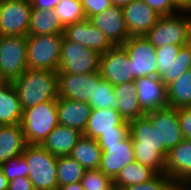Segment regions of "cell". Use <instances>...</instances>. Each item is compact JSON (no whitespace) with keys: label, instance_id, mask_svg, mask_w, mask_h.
<instances>
[{"label":"cell","instance_id":"9","mask_svg":"<svg viewBox=\"0 0 191 190\" xmlns=\"http://www.w3.org/2000/svg\"><path fill=\"white\" fill-rule=\"evenodd\" d=\"M26 37L0 36V71L8 82L28 69Z\"/></svg>","mask_w":191,"mask_h":190},{"label":"cell","instance_id":"18","mask_svg":"<svg viewBox=\"0 0 191 190\" xmlns=\"http://www.w3.org/2000/svg\"><path fill=\"white\" fill-rule=\"evenodd\" d=\"M109 132H128V122L115 109L93 108L83 135L97 140Z\"/></svg>","mask_w":191,"mask_h":190},{"label":"cell","instance_id":"25","mask_svg":"<svg viewBox=\"0 0 191 190\" xmlns=\"http://www.w3.org/2000/svg\"><path fill=\"white\" fill-rule=\"evenodd\" d=\"M65 26L54 10L32 9L28 36L64 34Z\"/></svg>","mask_w":191,"mask_h":190},{"label":"cell","instance_id":"38","mask_svg":"<svg viewBox=\"0 0 191 190\" xmlns=\"http://www.w3.org/2000/svg\"><path fill=\"white\" fill-rule=\"evenodd\" d=\"M160 16L181 13L174 5L173 0H142Z\"/></svg>","mask_w":191,"mask_h":190},{"label":"cell","instance_id":"22","mask_svg":"<svg viewBox=\"0 0 191 190\" xmlns=\"http://www.w3.org/2000/svg\"><path fill=\"white\" fill-rule=\"evenodd\" d=\"M82 136L80 131L58 124L40 146L52 155L67 156Z\"/></svg>","mask_w":191,"mask_h":190},{"label":"cell","instance_id":"29","mask_svg":"<svg viewBox=\"0 0 191 190\" xmlns=\"http://www.w3.org/2000/svg\"><path fill=\"white\" fill-rule=\"evenodd\" d=\"M157 173L137 161L125 166L114 179V185L118 188L138 185L154 178Z\"/></svg>","mask_w":191,"mask_h":190},{"label":"cell","instance_id":"44","mask_svg":"<svg viewBox=\"0 0 191 190\" xmlns=\"http://www.w3.org/2000/svg\"><path fill=\"white\" fill-rule=\"evenodd\" d=\"M173 3L181 12H191V0H173Z\"/></svg>","mask_w":191,"mask_h":190},{"label":"cell","instance_id":"40","mask_svg":"<svg viewBox=\"0 0 191 190\" xmlns=\"http://www.w3.org/2000/svg\"><path fill=\"white\" fill-rule=\"evenodd\" d=\"M178 118L184 139L191 140V107L178 108Z\"/></svg>","mask_w":191,"mask_h":190},{"label":"cell","instance_id":"24","mask_svg":"<svg viewBox=\"0 0 191 190\" xmlns=\"http://www.w3.org/2000/svg\"><path fill=\"white\" fill-rule=\"evenodd\" d=\"M114 93L117 97L118 112L127 122L145 115L139 105L134 82L114 86Z\"/></svg>","mask_w":191,"mask_h":190},{"label":"cell","instance_id":"31","mask_svg":"<svg viewBox=\"0 0 191 190\" xmlns=\"http://www.w3.org/2000/svg\"><path fill=\"white\" fill-rule=\"evenodd\" d=\"M117 97L114 93V86L105 79H101L96 87H94L93 94L87 102L89 106L98 109H115L118 111Z\"/></svg>","mask_w":191,"mask_h":190},{"label":"cell","instance_id":"37","mask_svg":"<svg viewBox=\"0 0 191 190\" xmlns=\"http://www.w3.org/2000/svg\"><path fill=\"white\" fill-rule=\"evenodd\" d=\"M0 166L8 182L13 181L18 177H28L29 167L22 155L11 158Z\"/></svg>","mask_w":191,"mask_h":190},{"label":"cell","instance_id":"12","mask_svg":"<svg viewBox=\"0 0 191 190\" xmlns=\"http://www.w3.org/2000/svg\"><path fill=\"white\" fill-rule=\"evenodd\" d=\"M122 46L125 48L134 78L157 76L156 48L144 37H129Z\"/></svg>","mask_w":191,"mask_h":190},{"label":"cell","instance_id":"5","mask_svg":"<svg viewBox=\"0 0 191 190\" xmlns=\"http://www.w3.org/2000/svg\"><path fill=\"white\" fill-rule=\"evenodd\" d=\"M34 190H57V156L40 145H27L22 153Z\"/></svg>","mask_w":191,"mask_h":190},{"label":"cell","instance_id":"26","mask_svg":"<svg viewBox=\"0 0 191 190\" xmlns=\"http://www.w3.org/2000/svg\"><path fill=\"white\" fill-rule=\"evenodd\" d=\"M23 114L17 92L8 82L0 88V125L20 124Z\"/></svg>","mask_w":191,"mask_h":190},{"label":"cell","instance_id":"35","mask_svg":"<svg viewBox=\"0 0 191 190\" xmlns=\"http://www.w3.org/2000/svg\"><path fill=\"white\" fill-rule=\"evenodd\" d=\"M81 183L84 190H108L114 185V180L99 169H91L85 171Z\"/></svg>","mask_w":191,"mask_h":190},{"label":"cell","instance_id":"17","mask_svg":"<svg viewBox=\"0 0 191 190\" xmlns=\"http://www.w3.org/2000/svg\"><path fill=\"white\" fill-rule=\"evenodd\" d=\"M89 21L99 28L114 46L122 45L130 37L122 7L112 5L102 13L90 17Z\"/></svg>","mask_w":191,"mask_h":190},{"label":"cell","instance_id":"2","mask_svg":"<svg viewBox=\"0 0 191 190\" xmlns=\"http://www.w3.org/2000/svg\"><path fill=\"white\" fill-rule=\"evenodd\" d=\"M128 134L132 139L135 161L157 174L165 173V158L159 153L157 128L143 116L128 122Z\"/></svg>","mask_w":191,"mask_h":190},{"label":"cell","instance_id":"50","mask_svg":"<svg viewBox=\"0 0 191 190\" xmlns=\"http://www.w3.org/2000/svg\"><path fill=\"white\" fill-rule=\"evenodd\" d=\"M108 190H119V188L116 185H113L110 189Z\"/></svg>","mask_w":191,"mask_h":190},{"label":"cell","instance_id":"39","mask_svg":"<svg viewBox=\"0 0 191 190\" xmlns=\"http://www.w3.org/2000/svg\"><path fill=\"white\" fill-rule=\"evenodd\" d=\"M87 19L112 6L110 0H80Z\"/></svg>","mask_w":191,"mask_h":190},{"label":"cell","instance_id":"3","mask_svg":"<svg viewBox=\"0 0 191 190\" xmlns=\"http://www.w3.org/2000/svg\"><path fill=\"white\" fill-rule=\"evenodd\" d=\"M58 124L56 100L24 109L20 122L27 145H40Z\"/></svg>","mask_w":191,"mask_h":190},{"label":"cell","instance_id":"7","mask_svg":"<svg viewBox=\"0 0 191 190\" xmlns=\"http://www.w3.org/2000/svg\"><path fill=\"white\" fill-rule=\"evenodd\" d=\"M101 54L63 38L57 73L90 74L99 71Z\"/></svg>","mask_w":191,"mask_h":190},{"label":"cell","instance_id":"47","mask_svg":"<svg viewBox=\"0 0 191 190\" xmlns=\"http://www.w3.org/2000/svg\"><path fill=\"white\" fill-rule=\"evenodd\" d=\"M133 0H110V2L112 3V5H116L119 7H123L125 5H128L129 3H131Z\"/></svg>","mask_w":191,"mask_h":190},{"label":"cell","instance_id":"34","mask_svg":"<svg viewBox=\"0 0 191 190\" xmlns=\"http://www.w3.org/2000/svg\"><path fill=\"white\" fill-rule=\"evenodd\" d=\"M181 46L166 45L156 48L157 76H170L171 64L177 58Z\"/></svg>","mask_w":191,"mask_h":190},{"label":"cell","instance_id":"28","mask_svg":"<svg viewBox=\"0 0 191 190\" xmlns=\"http://www.w3.org/2000/svg\"><path fill=\"white\" fill-rule=\"evenodd\" d=\"M167 103L176 109L191 107V69L167 85Z\"/></svg>","mask_w":191,"mask_h":190},{"label":"cell","instance_id":"49","mask_svg":"<svg viewBox=\"0 0 191 190\" xmlns=\"http://www.w3.org/2000/svg\"><path fill=\"white\" fill-rule=\"evenodd\" d=\"M8 81L4 78L2 72L0 71V88L6 85Z\"/></svg>","mask_w":191,"mask_h":190},{"label":"cell","instance_id":"46","mask_svg":"<svg viewBox=\"0 0 191 190\" xmlns=\"http://www.w3.org/2000/svg\"><path fill=\"white\" fill-rule=\"evenodd\" d=\"M0 190H8V180L4 176L1 166H0Z\"/></svg>","mask_w":191,"mask_h":190},{"label":"cell","instance_id":"45","mask_svg":"<svg viewBox=\"0 0 191 190\" xmlns=\"http://www.w3.org/2000/svg\"><path fill=\"white\" fill-rule=\"evenodd\" d=\"M57 190H84V188L81 182H77V183H72V184L58 187Z\"/></svg>","mask_w":191,"mask_h":190},{"label":"cell","instance_id":"1","mask_svg":"<svg viewBox=\"0 0 191 190\" xmlns=\"http://www.w3.org/2000/svg\"><path fill=\"white\" fill-rule=\"evenodd\" d=\"M12 84L23 110L58 98L57 72L54 71L27 69Z\"/></svg>","mask_w":191,"mask_h":190},{"label":"cell","instance_id":"21","mask_svg":"<svg viewBox=\"0 0 191 190\" xmlns=\"http://www.w3.org/2000/svg\"><path fill=\"white\" fill-rule=\"evenodd\" d=\"M56 106L59 124L84 133L92 110L88 103L58 97Z\"/></svg>","mask_w":191,"mask_h":190},{"label":"cell","instance_id":"43","mask_svg":"<svg viewBox=\"0 0 191 190\" xmlns=\"http://www.w3.org/2000/svg\"><path fill=\"white\" fill-rule=\"evenodd\" d=\"M61 0H31L32 9L54 10Z\"/></svg>","mask_w":191,"mask_h":190},{"label":"cell","instance_id":"11","mask_svg":"<svg viewBox=\"0 0 191 190\" xmlns=\"http://www.w3.org/2000/svg\"><path fill=\"white\" fill-rule=\"evenodd\" d=\"M99 71L101 77L113 86L136 80L130 58L122 45H115L101 54Z\"/></svg>","mask_w":191,"mask_h":190},{"label":"cell","instance_id":"19","mask_svg":"<svg viewBox=\"0 0 191 190\" xmlns=\"http://www.w3.org/2000/svg\"><path fill=\"white\" fill-rule=\"evenodd\" d=\"M138 102L144 112L165 108L167 103V86L158 76H144L135 81Z\"/></svg>","mask_w":191,"mask_h":190},{"label":"cell","instance_id":"20","mask_svg":"<svg viewBox=\"0 0 191 190\" xmlns=\"http://www.w3.org/2000/svg\"><path fill=\"white\" fill-rule=\"evenodd\" d=\"M165 174L178 188L191 178V140L184 139L168 151Z\"/></svg>","mask_w":191,"mask_h":190},{"label":"cell","instance_id":"10","mask_svg":"<svg viewBox=\"0 0 191 190\" xmlns=\"http://www.w3.org/2000/svg\"><path fill=\"white\" fill-rule=\"evenodd\" d=\"M32 4L26 0H0V36H28Z\"/></svg>","mask_w":191,"mask_h":190},{"label":"cell","instance_id":"23","mask_svg":"<svg viewBox=\"0 0 191 190\" xmlns=\"http://www.w3.org/2000/svg\"><path fill=\"white\" fill-rule=\"evenodd\" d=\"M27 146L20 124L0 125V165L22 155Z\"/></svg>","mask_w":191,"mask_h":190},{"label":"cell","instance_id":"48","mask_svg":"<svg viewBox=\"0 0 191 190\" xmlns=\"http://www.w3.org/2000/svg\"><path fill=\"white\" fill-rule=\"evenodd\" d=\"M181 190H191V178L185 182L181 187Z\"/></svg>","mask_w":191,"mask_h":190},{"label":"cell","instance_id":"33","mask_svg":"<svg viewBox=\"0 0 191 190\" xmlns=\"http://www.w3.org/2000/svg\"><path fill=\"white\" fill-rule=\"evenodd\" d=\"M191 69V42L181 46L177 58L171 64L170 76H162L163 83L167 86L178 79L182 74Z\"/></svg>","mask_w":191,"mask_h":190},{"label":"cell","instance_id":"42","mask_svg":"<svg viewBox=\"0 0 191 190\" xmlns=\"http://www.w3.org/2000/svg\"><path fill=\"white\" fill-rule=\"evenodd\" d=\"M8 190H34V187L28 177H18L8 182Z\"/></svg>","mask_w":191,"mask_h":190},{"label":"cell","instance_id":"30","mask_svg":"<svg viewBox=\"0 0 191 190\" xmlns=\"http://www.w3.org/2000/svg\"><path fill=\"white\" fill-rule=\"evenodd\" d=\"M86 169L71 156H57L58 187L81 182Z\"/></svg>","mask_w":191,"mask_h":190},{"label":"cell","instance_id":"36","mask_svg":"<svg viewBox=\"0 0 191 190\" xmlns=\"http://www.w3.org/2000/svg\"><path fill=\"white\" fill-rule=\"evenodd\" d=\"M119 190H178V187L165 173H159L142 184L120 187Z\"/></svg>","mask_w":191,"mask_h":190},{"label":"cell","instance_id":"16","mask_svg":"<svg viewBox=\"0 0 191 190\" xmlns=\"http://www.w3.org/2000/svg\"><path fill=\"white\" fill-rule=\"evenodd\" d=\"M122 10L130 37L145 36L161 17L142 0H133Z\"/></svg>","mask_w":191,"mask_h":190},{"label":"cell","instance_id":"15","mask_svg":"<svg viewBox=\"0 0 191 190\" xmlns=\"http://www.w3.org/2000/svg\"><path fill=\"white\" fill-rule=\"evenodd\" d=\"M63 35L68 41L79 43L100 54L114 46L107 36L87 18L65 26Z\"/></svg>","mask_w":191,"mask_h":190},{"label":"cell","instance_id":"4","mask_svg":"<svg viewBox=\"0 0 191 190\" xmlns=\"http://www.w3.org/2000/svg\"><path fill=\"white\" fill-rule=\"evenodd\" d=\"M187 15H186V14ZM191 12L182 11L161 16L144 36L155 48L166 45L183 46L191 42ZM185 14V15H184ZM190 16H189V15Z\"/></svg>","mask_w":191,"mask_h":190},{"label":"cell","instance_id":"14","mask_svg":"<svg viewBox=\"0 0 191 190\" xmlns=\"http://www.w3.org/2000/svg\"><path fill=\"white\" fill-rule=\"evenodd\" d=\"M102 149L99 170L113 180L128 164L135 161L132 139L128 134L119 143L100 146Z\"/></svg>","mask_w":191,"mask_h":190},{"label":"cell","instance_id":"41","mask_svg":"<svg viewBox=\"0 0 191 190\" xmlns=\"http://www.w3.org/2000/svg\"><path fill=\"white\" fill-rule=\"evenodd\" d=\"M128 135V132H109L103 133L97 142L99 146H107V144L119 143Z\"/></svg>","mask_w":191,"mask_h":190},{"label":"cell","instance_id":"8","mask_svg":"<svg viewBox=\"0 0 191 190\" xmlns=\"http://www.w3.org/2000/svg\"><path fill=\"white\" fill-rule=\"evenodd\" d=\"M159 135V153L166 158L169 150L184 140L179 124L178 109L174 107L159 108L145 112L144 115Z\"/></svg>","mask_w":191,"mask_h":190},{"label":"cell","instance_id":"27","mask_svg":"<svg viewBox=\"0 0 191 190\" xmlns=\"http://www.w3.org/2000/svg\"><path fill=\"white\" fill-rule=\"evenodd\" d=\"M102 149L96 139L82 136L69 156L86 170L99 169Z\"/></svg>","mask_w":191,"mask_h":190},{"label":"cell","instance_id":"13","mask_svg":"<svg viewBox=\"0 0 191 190\" xmlns=\"http://www.w3.org/2000/svg\"><path fill=\"white\" fill-rule=\"evenodd\" d=\"M101 79L100 71L90 74L57 73L58 97L87 103Z\"/></svg>","mask_w":191,"mask_h":190},{"label":"cell","instance_id":"6","mask_svg":"<svg viewBox=\"0 0 191 190\" xmlns=\"http://www.w3.org/2000/svg\"><path fill=\"white\" fill-rule=\"evenodd\" d=\"M63 38V34L27 36L28 69L57 72Z\"/></svg>","mask_w":191,"mask_h":190},{"label":"cell","instance_id":"32","mask_svg":"<svg viewBox=\"0 0 191 190\" xmlns=\"http://www.w3.org/2000/svg\"><path fill=\"white\" fill-rule=\"evenodd\" d=\"M54 11L64 26L86 19L80 0H61Z\"/></svg>","mask_w":191,"mask_h":190}]
</instances>
